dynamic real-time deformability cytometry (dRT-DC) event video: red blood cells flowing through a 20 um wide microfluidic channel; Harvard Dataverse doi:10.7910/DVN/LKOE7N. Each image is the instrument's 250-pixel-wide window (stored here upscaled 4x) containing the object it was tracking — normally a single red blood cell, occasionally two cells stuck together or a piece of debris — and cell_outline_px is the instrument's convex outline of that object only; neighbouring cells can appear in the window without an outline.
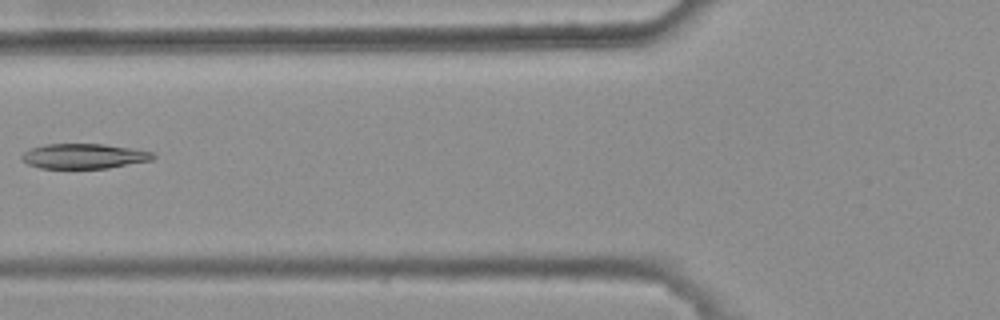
{"species": "common noctule bat (a hibernating species)", "species_latin": "Nyctalus noctula", "temperature_condition": "warm", "stored_images_in_passage": 6, "camera_frame_rate_fps": 3000, "um_per_image_px": 0.085, "animal": {"sex": "female", "body_mass_g": 25.1}, "frame": {"image": 1, "passage_image": 5, "time_ms": 1.333, "image_size_px": [1000, 320], "cell_outline_px": [[156, 156], [152, 160], [108, 168], [40, 168], [28, 164], [20, 156], [24, 152], [32, 148], [44, 144], [104, 144], [152, 152]], "centroid_in_image_um": [7.13, 13.27], "position_along_channel_um": 118.7, "area_um2": 18.9}}
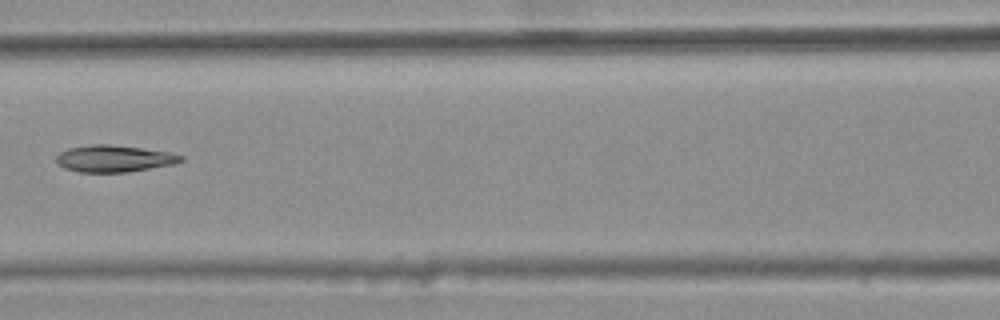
{"frame": {"image": 2, "passage_image": 6, "time_ms": 1.667, "image_size_px": [1000, 320], "cell_outline_px": [[184, 160], [176, 164], [128, 172], [80, 172], [64, 168], [56, 164], [56, 156], [60, 152], [68, 148], [88, 144], [108, 144], [172, 152], [184, 156]], "centroid_in_image_um": [9.71, 13.48], "position_along_channel_um": 156.9, "area_um2": 19.71}}